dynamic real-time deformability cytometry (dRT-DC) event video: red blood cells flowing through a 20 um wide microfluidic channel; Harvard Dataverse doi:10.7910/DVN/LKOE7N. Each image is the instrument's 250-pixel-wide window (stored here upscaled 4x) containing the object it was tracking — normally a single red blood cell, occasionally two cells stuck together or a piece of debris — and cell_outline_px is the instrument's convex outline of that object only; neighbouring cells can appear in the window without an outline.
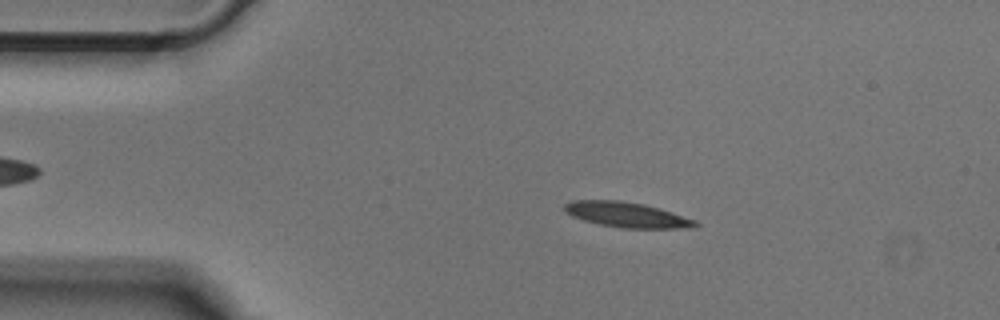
{"species": "Egyptian fruit bat (a non-hibernating species)", "species_latin": "Rousettus aegyptiacus", "temperature_condition": "cold", "stored_images_in_passage": 49, "camera_frame_rate_fps": 3000, "um_per_image_px": 0.085, "animal": {"sex": "male"}, "frame": {"image": 1, "passage_image": 8, "time_ms": 2.333, "image_size_px": [1000, 320], "cell_outline_px": [[700, 224], [688, 228], [620, 228], [600, 224], [584, 220], [572, 216], [564, 212], [564, 204], [572, 200], [620, 200], [644, 204], [660, 208], [696, 220]], "centroid_in_image_um": [53.26, 18.24], "position_along_channel_um": 31.7, "area_um2": 19.25}}
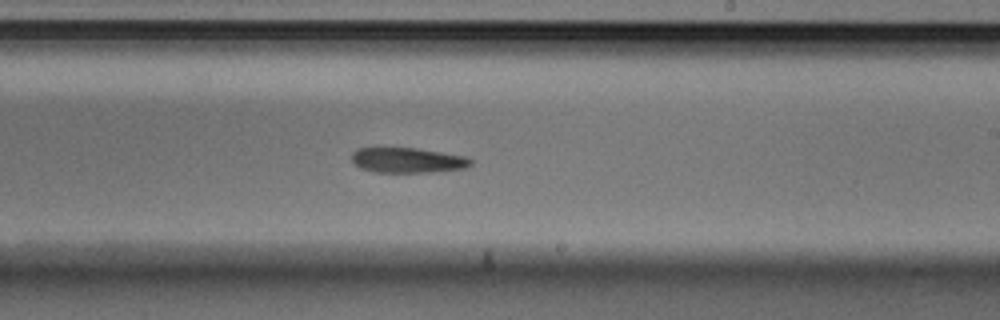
{"frame": {"image": 2, "passage_image": 28, "time_ms": 9.0, "image_size_px": [1000, 320], "cell_outline_px": [[472, 164], [468, 168], [428, 172], [372, 172], [360, 168], [352, 160], [352, 152], [356, 148], [416, 148], [464, 156], [472, 160]], "centroid_in_image_um": [34.63, 13.62], "position_along_channel_um": 254.4, "area_um2": 17.4}}
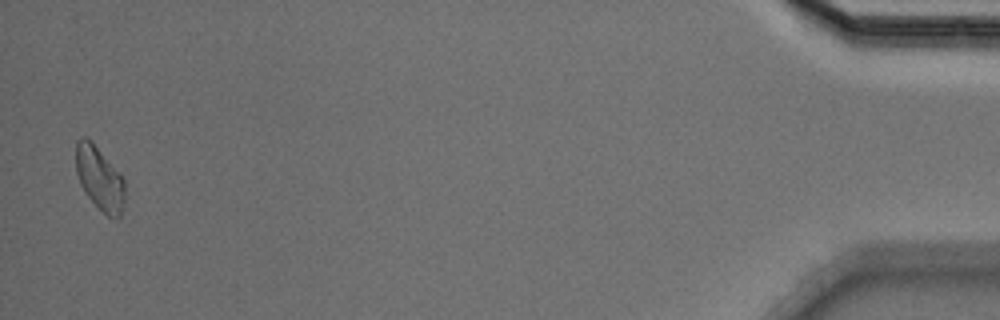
{"frame": {"image": 3, "passage_image": 48, "time_ms": 15.667, "image_size_px": [1000, 320], "cell_outline_px": [[124, 200], [120, 216], [116, 220], [108, 216], [84, 192], [80, 184], [76, 172], [76, 140], [80, 136], [84, 136], [92, 140], [124, 180]], "centroid_in_image_um": [8.44, 15.13], "position_along_channel_um": 426.8, "area_um2": 17.98}}